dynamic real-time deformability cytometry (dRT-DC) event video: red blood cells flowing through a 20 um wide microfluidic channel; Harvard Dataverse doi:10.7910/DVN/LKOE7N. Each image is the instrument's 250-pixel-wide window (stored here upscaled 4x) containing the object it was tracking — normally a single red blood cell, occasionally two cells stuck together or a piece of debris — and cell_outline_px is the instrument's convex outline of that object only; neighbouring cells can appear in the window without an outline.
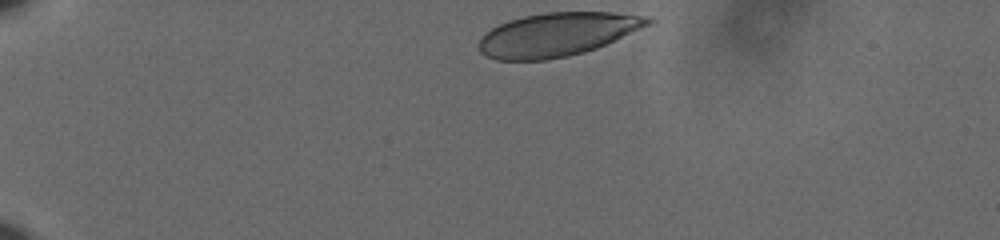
{"species": "human", "species_latin": "Homo sapiens", "temperature_condition": "cold", "stored_images_in_passage": 38, "camera_frame_rate_fps": 3000, "um_per_image_px": 0.085, "donor": {"sex": "male"}, "frame": {"image": 1, "passage_image": 1, "time_ms": 0.0, "image_size_px": [1000, 240], "cell_outline_px": [[656, 20], [648, 24], [596, 48], [584, 52], [568, 56], [548, 60], [496, 60], [484, 56], [480, 52], [476, 44], [480, 36], [484, 32], [508, 20], [524, 16], [544, 12], [612, 12], [648, 16]], "centroid_in_image_um": [47.27, 2.93], "position_along_channel_um": 37.7, "area_um2": 42.95}}
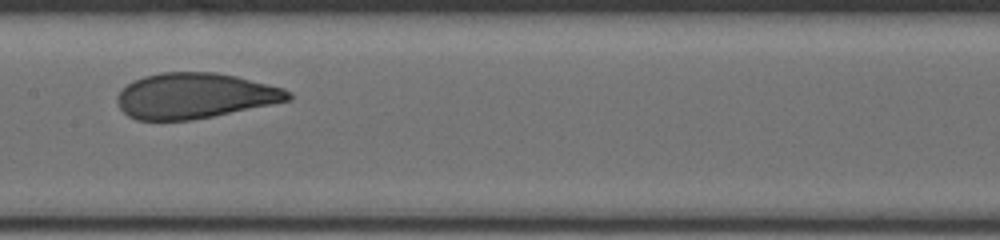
{"frame": {"image": 2, "passage_image": 20, "time_ms": 6.333, "image_size_px": [1000, 240], "cell_outline_px": [[292, 100], [192, 120], [136, 120], [128, 116], [120, 108], [116, 100], [116, 96], [132, 80], [144, 76], [160, 72], [216, 72], [236, 76], [284, 88], [292, 92]], "centroid_in_image_um": [16.56, 8.13], "position_along_channel_um": 190.8, "area_um2": 45.37}}
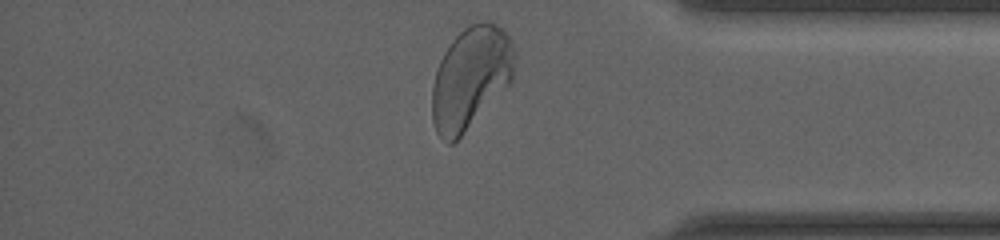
{"frame": {"image": 3, "passage_image": 38, "time_ms": 12.333, "image_size_px": [1000, 240], "cell_outline_px": [[512, 80], [460, 136], [452, 144], [448, 144], [436, 132], [432, 120], [432, 88], [436, 72], [440, 60], [444, 52], [452, 40], [468, 24], [480, 20], [488, 20], [496, 24], [508, 36], [512, 44]], "centroid_in_image_um": [39.95, 6.58], "position_along_channel_um": 395.2, "area_um2": 48.15}, "authors_computed_cell_mechanics": {"area_um2": 45.4886, "velocity_mm_per_s": 3.6025, "shape_relaxation_time_tau1_ms": 3.6112, "shape_relaxation_time_tau2_ms": null, "deformation_change_tau1": 0.151, "deformation_change_tau2": null}}